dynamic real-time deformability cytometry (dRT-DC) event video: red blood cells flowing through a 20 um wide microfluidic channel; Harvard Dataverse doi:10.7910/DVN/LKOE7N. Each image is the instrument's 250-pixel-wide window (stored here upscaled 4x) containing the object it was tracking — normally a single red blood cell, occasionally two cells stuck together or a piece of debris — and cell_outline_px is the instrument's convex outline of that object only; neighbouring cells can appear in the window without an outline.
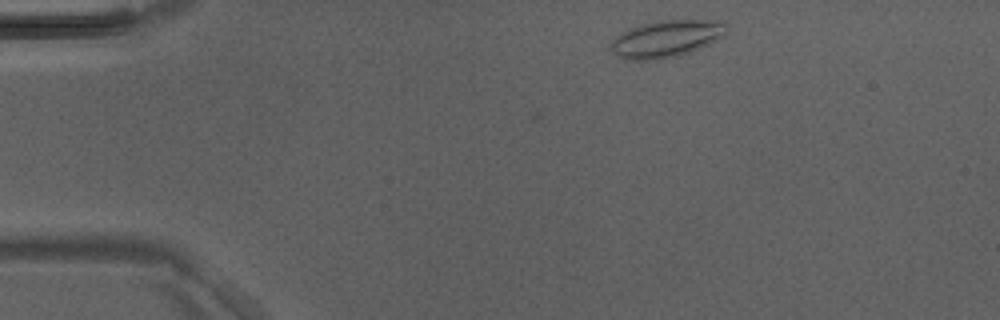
{"species": "Egyptian fruit bat (a non-hibernating species)", "species_latin": "Rousettus aegyptiacus", "temperature_condition": "room temperature", "stored_images_in_passage": 40, "camera_frame_rate_fps": 3000, "um_per_image_px": 0.085, "animal": {"sex": "male"}, "frame": {"image": 1, "passage_image": 2, "time_ms": 0.333, "image_size_px": [1000, 320], "cell_outline_px": [[728, 32], [724, 36], [700, 48], [676, 56], [656, 60], [624, 60], [616, 56], [608, 48], [612, 40], [620, 32], [628, 28], [640, 24], [656, 20], [720, 20], [728, 24]], "centroid_in_image_um": [56.6, 3.28], "position_along_channel_um": 28.4, "area_um2": 25.49}}
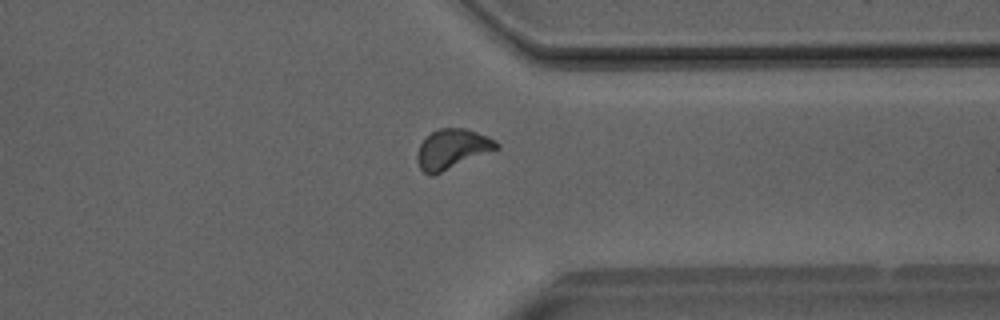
{"frame": {"image": 2, "passage_image": 30, "time_ms": 9.667, "image_size_px": [1000, 320], "cell_outline_px": [[500, 148], [432, 176], [424, 172], [420, 168], [416, 160], [416, 156], [420, 144], [432, 132], [440, 128], [464, 128], [488, 136], [496, 140], [500, 144]], "centroid_in_image_um": [38.45, 12.67], "position_along_channel_um": 372.9, "area_um2": 18.32}}
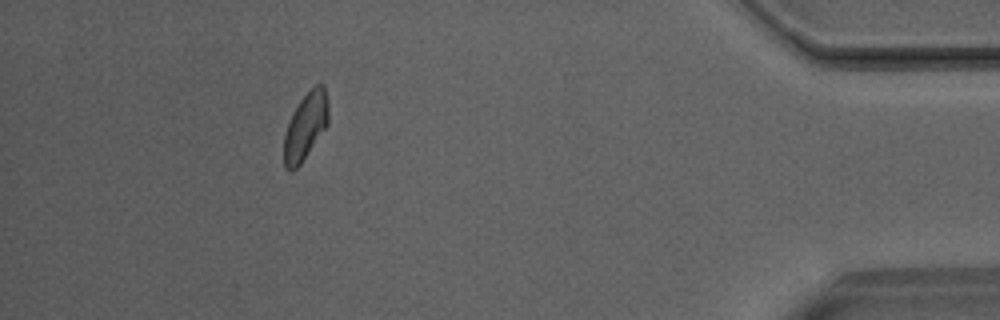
{"frame": {"image": 3, "passage_image": 36, "time_ms": 11.667, "image_size_px": [1000, 320], "cell_outline_px": [[328, 124], [300, 164], [292, 172], [284, 164], [284, 132], [300, 100], [316, 84], [324, 84], [328, 100]], "centroid_in_image_um": [25.98, 10.72], "position_along_channel_um": 409.2, "area_um2": 16.99}}